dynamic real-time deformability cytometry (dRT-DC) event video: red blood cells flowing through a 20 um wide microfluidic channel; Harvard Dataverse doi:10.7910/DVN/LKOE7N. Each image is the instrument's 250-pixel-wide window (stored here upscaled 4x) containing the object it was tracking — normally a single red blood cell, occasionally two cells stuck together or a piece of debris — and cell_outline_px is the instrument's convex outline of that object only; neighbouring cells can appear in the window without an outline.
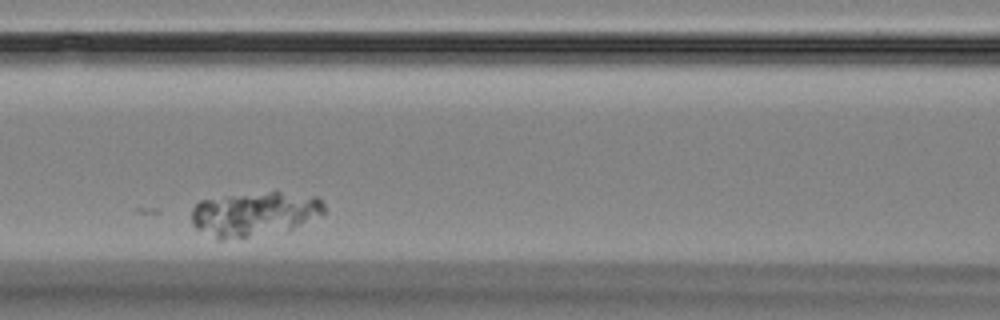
{"species": "Egyptian fruit bat (a non-hibernating species)", "species_latin": "Rousettus aegyptiacus", "temperature_condition": "room temperature", "stored_images_in_passage": 3, "camera_frame_rate_fps": 3000, "um_per_image_px": 0.085, "animal": {"sex": "female"}, "frame": {"image": 1, "passage_image": 3, "time_ms": 2.333, "image_size_px": [1000, 320], "cell_outline_px": [[324, 212], [292, 228], [248, 236], [220, 240], [216, 240], [196, 228], [192, 224], [192, 208], [200, 200], [224, 196], [276, 188], [316, 196], [324, 204]], "centroid_in_image_um": [21.61, 18.1], "position_along_channel_um": 145.0, "area_um2": 34.74}}